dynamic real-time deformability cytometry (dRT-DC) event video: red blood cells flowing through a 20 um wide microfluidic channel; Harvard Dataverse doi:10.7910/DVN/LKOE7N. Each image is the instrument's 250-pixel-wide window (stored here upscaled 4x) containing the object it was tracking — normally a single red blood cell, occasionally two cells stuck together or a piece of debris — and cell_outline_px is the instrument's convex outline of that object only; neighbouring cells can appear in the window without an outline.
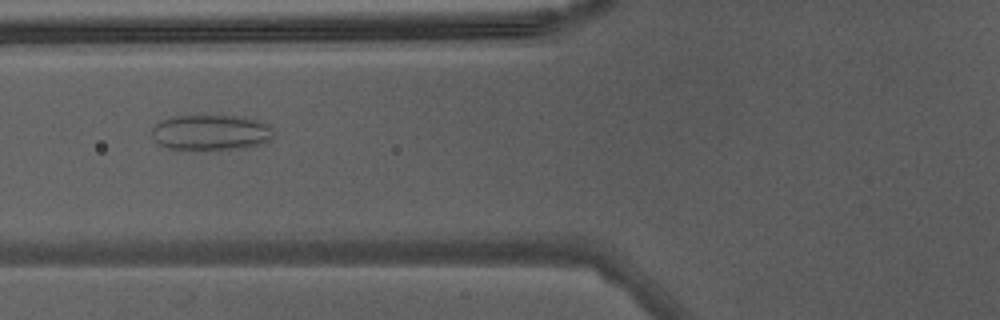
{"species": "Egyptian fruit bat (a non-hibernating species)", "species_latin": "Rousettus aegyptiacus", "temperature_condition": "warm", "stored_images_in_passage": 49, "camera_frame_rate_fps": 3000, "um_per_image_px": 0.085, "animal": {"sex": "male"}, "frame": {"image": 1, "passage_image": 21, "time_ms": 6.667, "image_size_px": [1000, 320], "cell_outline_px": [[272, 140], [268, 144], [244, 148], [204, 152], [196, 152], [168, 148], [160, 144], [152, 136], [152, 128], [160, 120], [172, 116], [244, 116], [272, 124]], "centroid_in_image_um": [17.98, 11.3], "position_along_channel_um": 107.8, "area_um2": 26.41}}
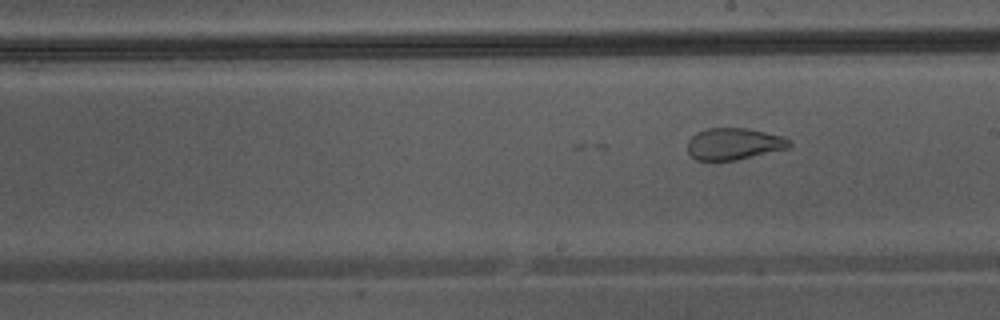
{"frame": {"image": 2, "passage_image": 29, "time_ms": 9.333, "image_size_px": [1000, 320], "cell_outline_px": [[792, 144], [788, 148], [736, 160], [696, 160], [688, 152], [688, 140], [696, 132], [708, 128], [748, 128], [784, 136]], "centroid_in_image_um": [62.38, 12.22], "position_along_channel_um": 226.6, "area_um2": 18.79}}